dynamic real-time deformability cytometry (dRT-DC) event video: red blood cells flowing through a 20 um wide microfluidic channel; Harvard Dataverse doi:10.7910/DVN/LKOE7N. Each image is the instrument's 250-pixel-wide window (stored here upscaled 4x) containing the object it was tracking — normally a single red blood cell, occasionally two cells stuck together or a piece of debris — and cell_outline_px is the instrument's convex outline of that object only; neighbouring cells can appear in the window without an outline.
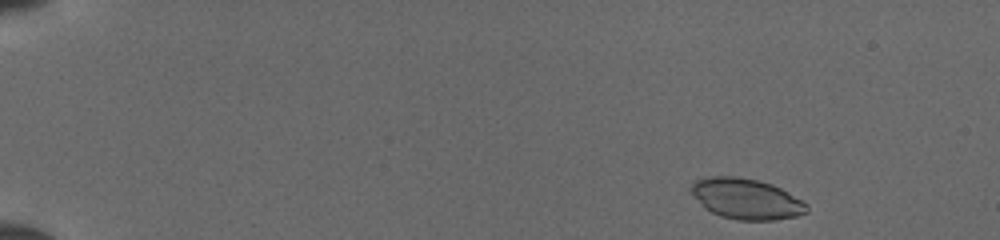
{"species": "common noctule bat (a hibernating species)", "species_latin": "Nyctalus noctula", "temperature_condition": "cold", "stored_images_in_passage": 46, "camera_frame_rate_fps": 3000, "um_per_image_px": 0.085, "animal": {"sex": "female", "body_mass_g": 19.5, "forearm_length_mm": 54.1}, "frame": {"image": 1, "passage_image": 2, "time_ms": 0.333, "image_size_px": [1000, 240], "cell_outline_px": [[808, 212], [796, 216], [776, 220], [736, 220], [720, 216], [704, 208], [692, 192], [692, 184], [696, 180], [708, 176], [736, 176], [756, 180], [772, 184], [780, 188], [808, 204]], "centroid_in_image_um": [63.45, 16.91], "position_along_channel_um": 21.6, "area_um2": 27.22}}
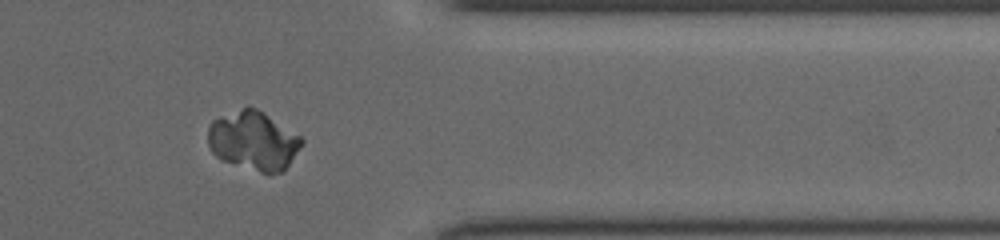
{"frame": {"image": 2, "passage_image": 38, "time_ms": 12.333, "image_size_px": [1000, 240], "cell_outline_px": [[304, 144], [284, 172], [268, 176], [220, 160], [212, 152], [208, 144], [208, 124], [212, 120], [220, 116], [248, 104], [256, 108], [300, 136], [304, 140]], "centroid_in_image_um": [21.54, 11.99], "position_along_channel_um": 389.9, "area_um2": 33.0}}
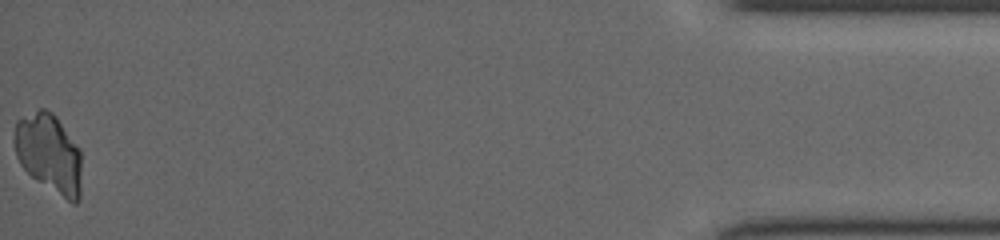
{"frame": {"image": 3, "passage_image": 46, "time_ms": 15.0, "image_size_px": [1000, 240], "cell_outline_px": [[80, 200], [76, 204], [72, 204], [32, 176], [20, 164], [16, 156], [12, 140], [16, 120], [40, 108], [44, 108], [52, 112], [56, 116], [80, 148]], "centroid_in_image_um": [4.15, 13.01], "position_along_channel_um": 431.1, "area_um2": 31.1}}